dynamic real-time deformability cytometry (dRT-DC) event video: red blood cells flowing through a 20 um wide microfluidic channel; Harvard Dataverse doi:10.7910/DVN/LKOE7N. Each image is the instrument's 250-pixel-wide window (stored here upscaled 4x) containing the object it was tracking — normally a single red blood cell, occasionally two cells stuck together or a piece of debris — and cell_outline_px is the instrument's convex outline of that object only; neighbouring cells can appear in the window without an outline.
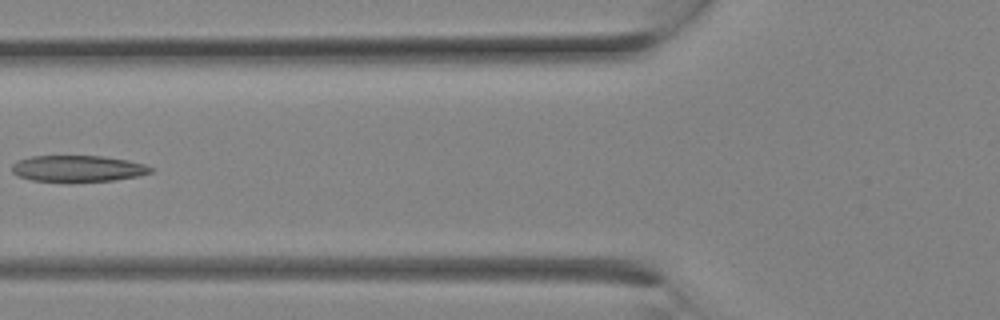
{"species": "Egyptian fruit bat (a non-hibernating species)", "species_latin": "Rousettus aegyptiacus", "temperature_condition": "room temperature", "stored_images_in_passage": 14, "camera_frame_rate_fps": 3000, "um_per_image_px": 0.085, "animal": {"sex": "female"}, "frame": {"image": 1, "passage_image": 10, "time_ms": 3.0, "image_size_px": [1000, 320], "cell_outline_px": [[152, 172], [136, 176], [116, 180], [32, 180], [16, 176], [12, 172], [12, 164], [16, 160], [32, 156], [104, 156], [128, 160], [144, 164], [152, 168]], "centroid_in_image_um": [6.58, 14.3], "position_along_channel_um": 119.2, "area_um2": 20.87}}
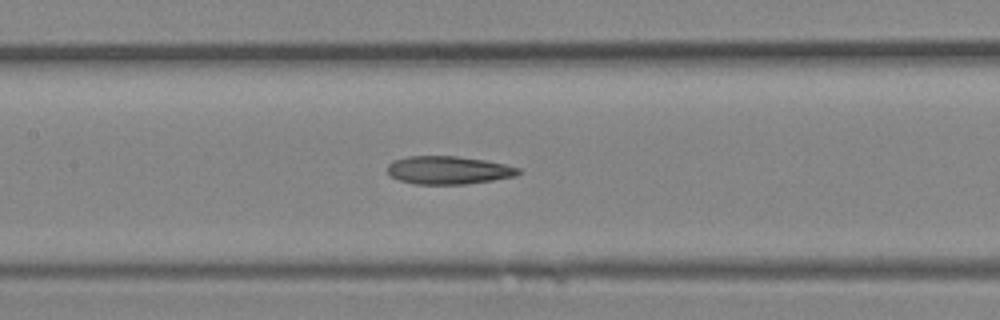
{"frame": {"image": 2, "passage_image": 12, "time_ms": 3.667, "image_size_px": [1000, 320], "cell_outline_px": [[520, 172], [516, 176], [492, 180], [464, 184], [416, 184], [400, 180], [392, 176], [388, 172], [388, 164], [392, 160], [408, 156], [456, 156], [484, 160], [504, 164], [520, 168]], "centroid_in_image_um": [38.11, 14.46], "position_along_channel_um": 169.3, "area_um2": 21.27}}
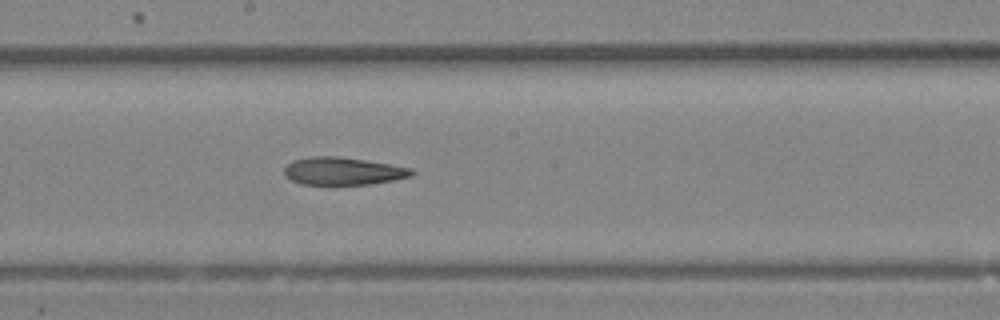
{"frame": {"image": 3, "passage_image": 14, "time_ms": 4.333, "image_size_px": [1000, 320], "cell_outline_px": [[416, 172], [412, 176], [392, 180], [368, 184], [300, 184], [292, 180], [284, 172], [284, 168], [292, 160], [308, 156], [340, 156], [412, 168]], "centroid_in_image_um": [29.15, 14.53], "position_along_channel_um": 219.1, "area_um2": 20.4}}